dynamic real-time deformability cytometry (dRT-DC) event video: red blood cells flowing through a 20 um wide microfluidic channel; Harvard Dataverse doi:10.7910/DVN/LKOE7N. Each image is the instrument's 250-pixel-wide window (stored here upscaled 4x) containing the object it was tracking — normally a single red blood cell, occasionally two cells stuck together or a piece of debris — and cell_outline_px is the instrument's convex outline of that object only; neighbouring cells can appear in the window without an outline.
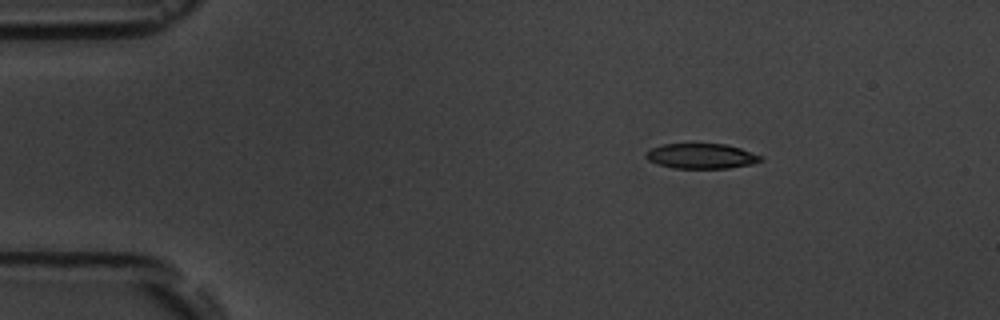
{"species": "common noctule bat (a hibernating species)", "species_latin": "Nyctalus noctula", "temperature_condition": "room temperature", "stored_images_in_passage": 3, "camera_frame_rate_fps": 3000, "um_per_image_px": 0.085, "animal": {"sex": "male", "body_mass_g": 19.5, "forearm_length_mm": 54.6}, "frame": {"image": 1, "passage_image": 1, "time_ms": 0.0, "image_size_px": [1000, 320], "cell_outline_px": [[764, 160], [752, 164], [728, 168], [672, 168], [656, 164], [648, 160], [644, 156], [644, 152], [652, 148], [664, 144], [724, 144], [740, 148], [764, 156]], "centroid_in_image_um": [59.61, 13.27], "position_along_channel_um": 25.4, "area_um2": 16.94}}